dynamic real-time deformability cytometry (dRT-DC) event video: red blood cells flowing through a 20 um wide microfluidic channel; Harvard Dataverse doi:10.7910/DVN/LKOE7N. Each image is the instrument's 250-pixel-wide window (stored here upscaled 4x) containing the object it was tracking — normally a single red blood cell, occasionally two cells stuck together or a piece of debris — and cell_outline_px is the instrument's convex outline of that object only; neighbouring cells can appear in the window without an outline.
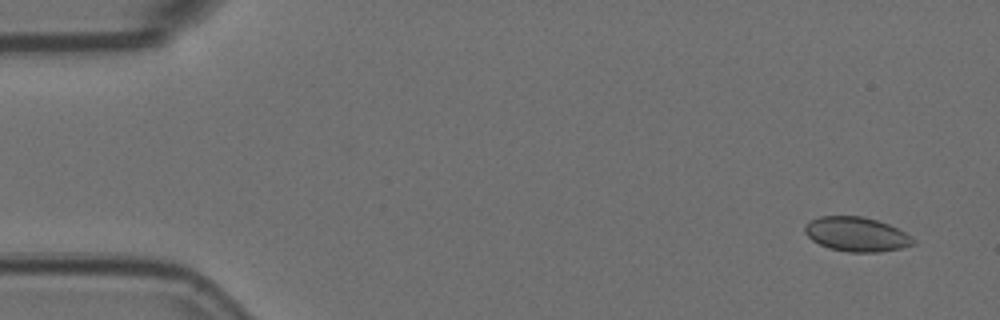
{"species": "Egyptian fruit bat (a non-hibernating species)", "species_latin": "Rousettus aegyptiacus", "temperature_condition": "room temperature", "stored_images_in_passage": 5, "camera_frame_rate_fps": 3000, "um_per_image_px": 0.085, "animal": {"sex": "female"}, "frame": {"image": 1, "passage_image": 1, "time_ms": 0.0, "image_size_px": [1000, 320], "cell_outline_px": [[916, 244], [900, 248], [880, 252], [848, 252], [828, 248], [812, 240], [804, 232], [804, 224], [808, 220], [820, 216], [864, 216], [888, 224], [912, 236], [916, 240]], "centroid_in_image_um": [72.78, 19.91], "position_along_channel_um": 12.2, "area_um2": 21.91}}